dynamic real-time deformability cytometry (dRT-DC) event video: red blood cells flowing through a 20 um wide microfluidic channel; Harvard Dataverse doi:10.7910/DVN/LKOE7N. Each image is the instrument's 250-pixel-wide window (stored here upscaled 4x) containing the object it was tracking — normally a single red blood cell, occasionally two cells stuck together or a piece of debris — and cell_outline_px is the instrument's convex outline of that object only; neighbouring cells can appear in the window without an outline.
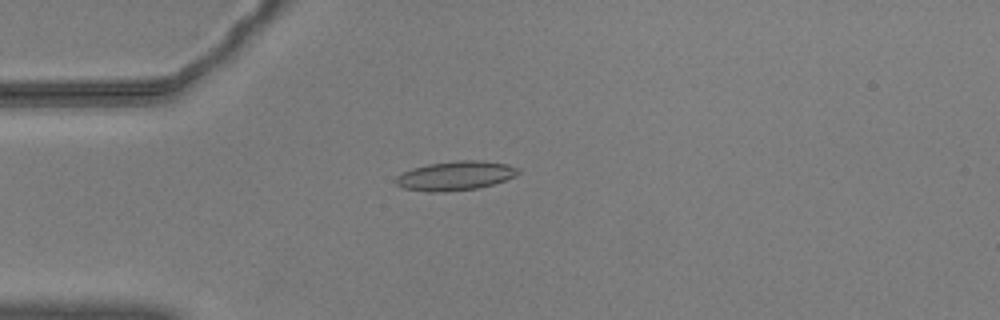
{"species": "common noctule bat (a hibernating species)", "species_latin": "Nyctalus noctula", "temperature_condition": "warm", "stored_images_in_passage": 52, "camera_frame_rate_fps": 3000, "um_per_image_px": 0.085, "animal": {"sex": "male", "body_mass_g": 20.5, "forearm_length_mm": 52.5}, "frame": {"image": 1, "passage_image": 10, "time_ms": 3.0, "image_size_px": [1000, 320], "cell_outline_px": [[520, 172], [516, 176], [492, 184], [476, 188], [444, 192], [428, 192], [404, 188], [396, 184], [396, 176], [412, 168], [428, 164], [456, 160], [480, 160], [508, 164], [520, 168]], "centroid_in_image_um": [38.73, 14.93], "position_along_channel_um": 46.3, "area_um2": 20.81}}
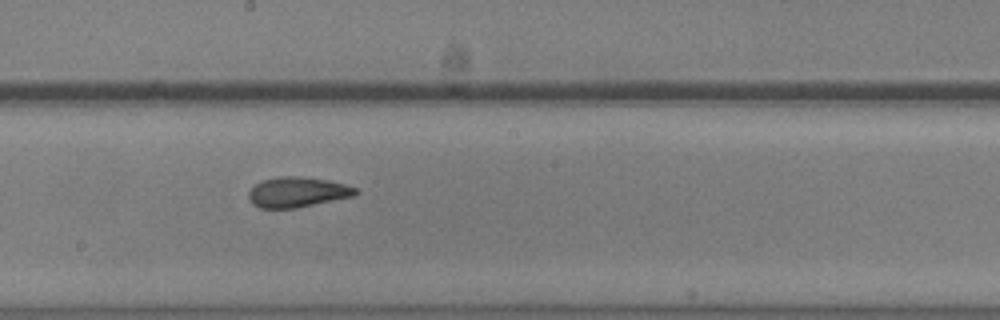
{"frame": {"image": 2, "passage_image": 26, "time_ms": 8.333, "image_size_px": [1000, 320], "cell_outline_px": [[360, 192], [356, 196], [296, 208], [260, 208], [252, 204], [248, 200], [248, 192], [256, 184], [264, 180], [280, 176], [300, 176], [328, 180], [344, 184], [356, 188]], "centroid_in_image_um": [25.3, 16.34], "position_along_channel_um": 222.9, "area_um2": 18.96}}
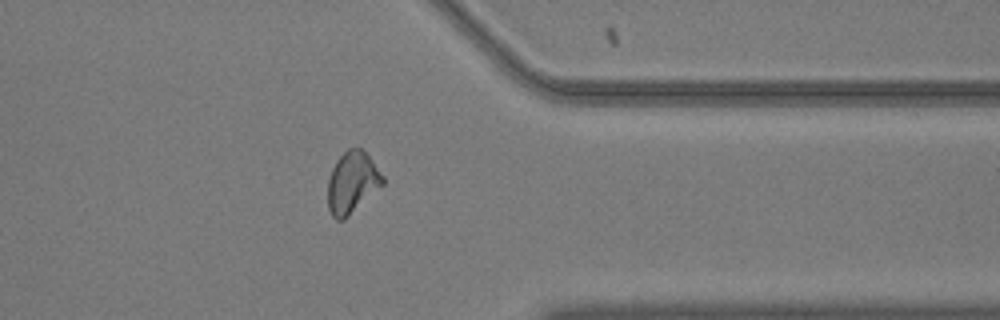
{"frame": {"image": 3, "passage_image": 40, "time_ms": 13.0, "image_size_px": [1000, 320], "cell_outline_px": [[384, 184], [344, 220], [336, 220], [332, 216], [328, 208], [328, 180], [332, 168], [336, 160], [348, 148], [360, 148], [368, 156], [384, 176]], "centroid_in_image_um": [29.92, 15.53], "position_along_channel_um": 381.5, "area_um2": 19.59}, "authors_computed_cell_mechanics": {"area_um2": 19.074, "velocity_mm_per_s": 3.5949, "shape_relaxation_time_tau1_ms": 5.5731, "shape_relaxation_time_tau2_ms": 1.8454, "deformation_change_tau1": 0.1829, "deformation_change_tau2": 0.0903}}